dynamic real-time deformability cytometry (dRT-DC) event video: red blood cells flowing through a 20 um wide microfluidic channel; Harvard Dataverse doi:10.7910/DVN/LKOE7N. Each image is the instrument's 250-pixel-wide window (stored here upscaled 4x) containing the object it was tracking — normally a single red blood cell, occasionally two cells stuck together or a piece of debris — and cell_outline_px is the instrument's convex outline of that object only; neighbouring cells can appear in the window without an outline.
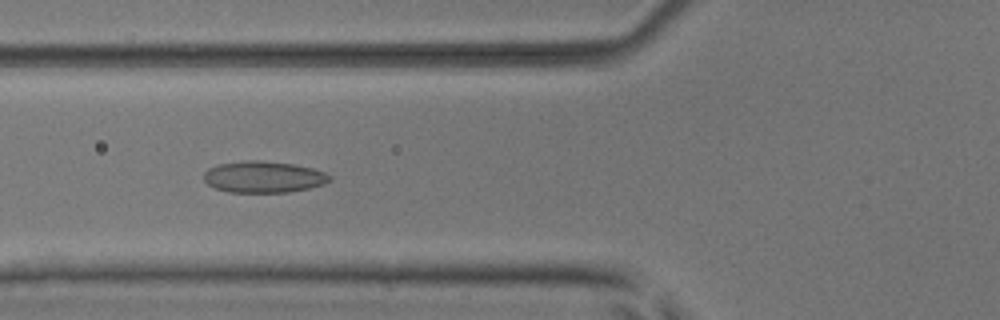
{"species": "common noctule bat (a hibernating species)", "species_latin": "Nyctalus noctula", "temperature_condition": "room temperature", "stored_images_in_passage": 51, "camera_frame_rate_fps": 3000, "um_per_image_px": 0.085, "animal": {"sex": "male", "body_mass_g": 17.9, "forearm_length_mm": 54.2}, "frame": {"image": 1, "passage_image": 20, "time_ms": 6.333, "image_size_px": [1000, 320], "cell_outline_px": [[332, 180], [324, 184], [308, 188], [288, 192], [228, 192], [216, 188], [208, 184], [204, 180], [204, 172], [208, 168], [220, 164], [248, 160], [260, 160], [292, 164], [312, 168], [324, 172], [332, 176]], "centroid_in_image_um": [22.41, 15.04], "position_along_channel_um": 103.4, "area_um2": 23.0}}
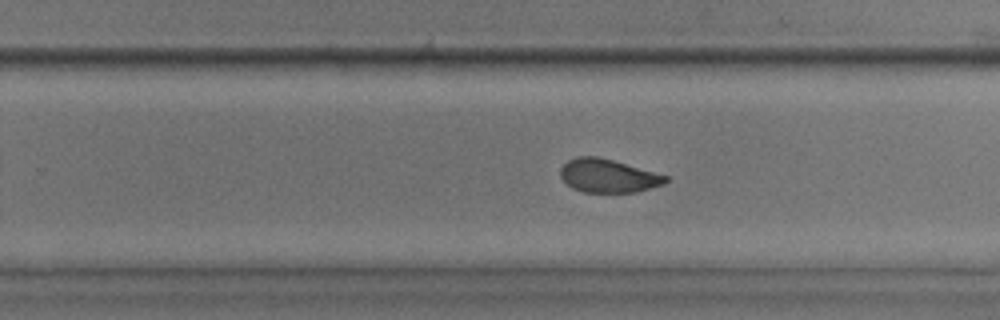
{"frame": {"image": 2, "passage_image": 33, "time_ms": 10.667, "image_size_px": [1000, 320], "cell_outline_px": [[668, 180], [664, 184], [636, 192], [584, 192], [572, 188], [560, 176], [560, 168], [568, 160], [576, 156], [596, 156], [612, 160], [668, 176]], "centroid_in_image_um": [51.67, 14.94], "position_along_channel_um": 278.1, "area_um2": 20.29}}
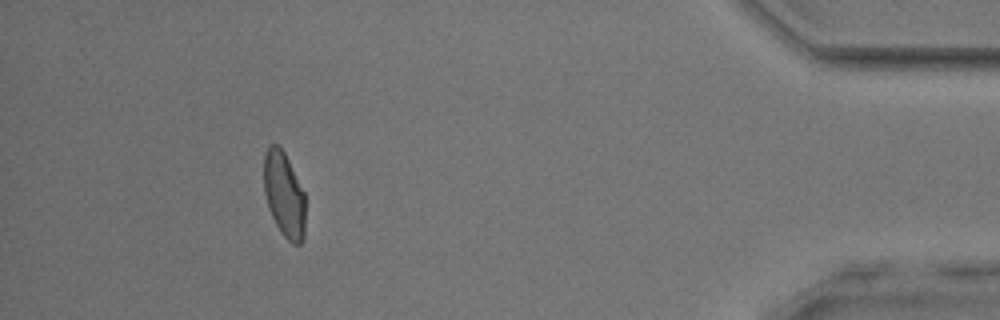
{"frame": {"image": 3, "passage_image": 47, "time_ms": 15.333, "image_size_px": [1000, 320], "cell_outline_px": [[304, 236], [300, 244], [292, 244], [284, 236], [276, 224], [268, 208], [264, 192], [264, 156], [268, 144], [276, 144], [284, 152], [304, 192]], "centroid_in_image_um": [24.13, 16.54], "position_along_channel_um": 411.1, "area_um2": 20.4}, "authors_computed_cell_mechanics": {"area_um2": 21.7328, "velocity_mm_per_s": 4.0442, "shape_relaxation_time_tau1_ms": 7.9503, "shape_relaxation_time_tau2_ms": 1.3076, "deformation_change_tau1": 0.1703, "deformation_change_tau2": 0.0663}}